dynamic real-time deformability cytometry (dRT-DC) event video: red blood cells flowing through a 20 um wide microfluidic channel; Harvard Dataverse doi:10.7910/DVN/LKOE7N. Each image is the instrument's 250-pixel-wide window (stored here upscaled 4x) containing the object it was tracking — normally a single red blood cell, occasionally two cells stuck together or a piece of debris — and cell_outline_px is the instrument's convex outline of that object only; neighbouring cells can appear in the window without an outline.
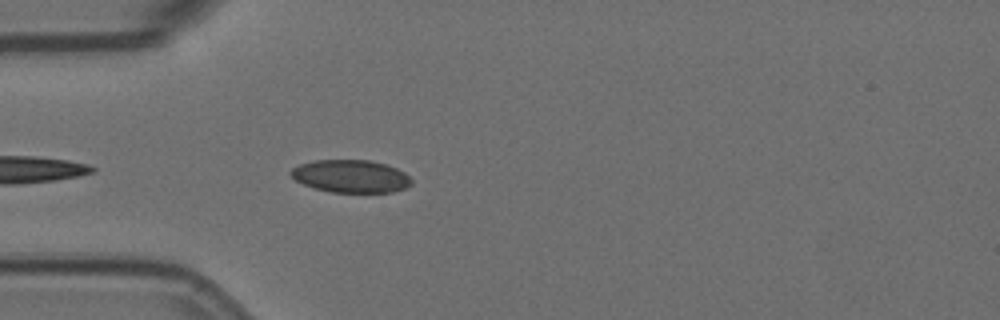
{"species": "Egyptian fruit bat (a non-hibernating species)", "species_latin": "Rousettus aegyptiacus", "temperature_condition": "room temperature", "stored_images_in_passage": 5, "camera_frame_rate_fps": 3000, "um_per_image_px": 0.085, "animal": {"sex": "female"}, "frame": {"image": 1, "passage_image": 5, "time_ms": 1.333, "image_size_px": [1000, 320], "cell_outline_px": [[412, 184], [404, 188], [392, 192], [332, 192], [316, 188], [304, 184], [296, 180], [288, 172], [292, 168], [300, 164], [316, 160], [368, 160], [388, 164], [404, 172], [412, 180]], "centroid_in_image_um": [29.83, 14.97], "position_along_channel_um": 55.2, "area_um2": 22.89}}